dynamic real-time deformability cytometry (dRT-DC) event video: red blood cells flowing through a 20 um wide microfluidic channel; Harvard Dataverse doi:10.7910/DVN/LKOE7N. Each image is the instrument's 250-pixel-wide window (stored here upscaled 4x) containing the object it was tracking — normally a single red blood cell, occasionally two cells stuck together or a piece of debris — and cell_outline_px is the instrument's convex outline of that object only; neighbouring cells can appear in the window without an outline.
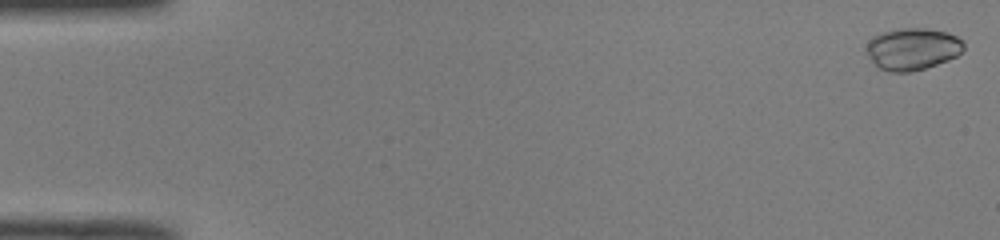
{"species": "common noctule bat (a hibernating species)", "species_latin": "Nyctalus noctula", "temperature_condition": "room temperature", "stored_images_in_passage": 48, "camera_frame_rate_fps": 3000, "um_per_image_px": 0.085, "animal": {"sex": "male", "body_mass_g": 19.0, "forearm_length_mm": 50.8}, "frame": {"image": 1, "passage_image": 1, "time_ms": 0.0, "image_size_px": [1000, 240], "cell_outline_px": [[964, 48], [956, 56], [948, 60], [912, 72], [892, 72], [876, 68], [872, 64], [864, 48], [868, 40], [872, 36], [880, 32], [900, 28], [924, 28], [948, 32], [964, 40]], "centroid_in_image_um": [77.5, 4.16], "position_along_channel_um": 7.5, "area_um2": 24.28}}
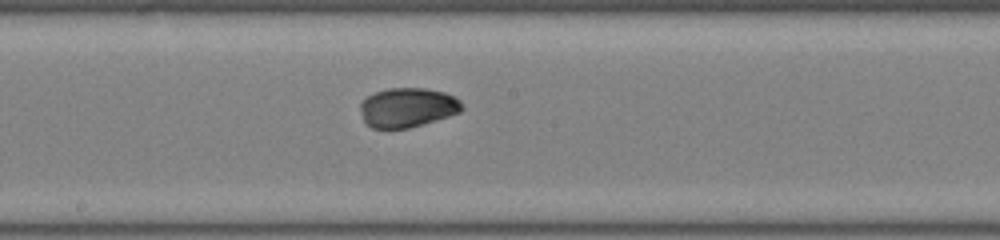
{"frame": {"image": 2, "passage_image": 28, "time_ms": 9.0, "image_size_px": [1000, 240], "cell_outline_px": [[464, 108], [460, 112], [448, 116], [408, 128], [372, 128], [364, 120], [360, 108], [360, 104], [368, 96], [376, 92], [388, 88], [424, 88], [444, 92], [460, 100]], "centroid_in_image_um": [34.65, 9.13], "position_along_channel_um": 213.6, "area_um2": 23.06}}
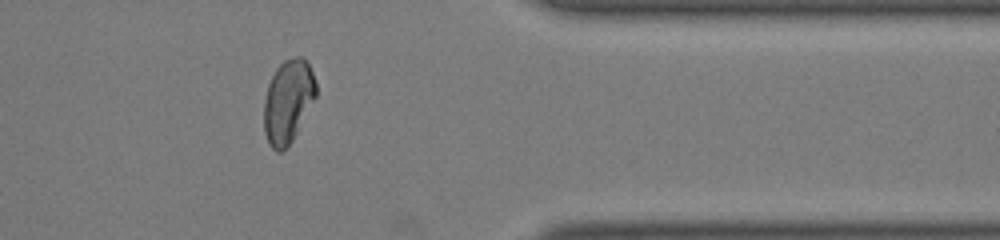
{"frame": {"image": 3, "passage_image": 42, "time_ms": 13.667, "image_size_px": [1000, 240], "cell_outline_px": [[316, 96], [292, 140], [280, 152], [276, 152], [268, 144], [264, 132], [264, 100], [268, 84], [276, 68], [284, 60], [296, 56], [304, 56], [308, 60], [316, 84]], "centroid_in_image_um": [24.47, 8.58], "position_along_channel_um": 386.9, "area_um2": 25.2}, "authors_computed_cell_mechanics": {"area_um2": 23.7847, "velocity_mm_per_s": 4.0183, "shape_relaxation_time_tau1_ms": 3.1621, "shape_relaxation_time_tau2_ms": 1.5403, "deformation_change_tau1": 0.124, "deformation_change_tau2": 0.0366}}